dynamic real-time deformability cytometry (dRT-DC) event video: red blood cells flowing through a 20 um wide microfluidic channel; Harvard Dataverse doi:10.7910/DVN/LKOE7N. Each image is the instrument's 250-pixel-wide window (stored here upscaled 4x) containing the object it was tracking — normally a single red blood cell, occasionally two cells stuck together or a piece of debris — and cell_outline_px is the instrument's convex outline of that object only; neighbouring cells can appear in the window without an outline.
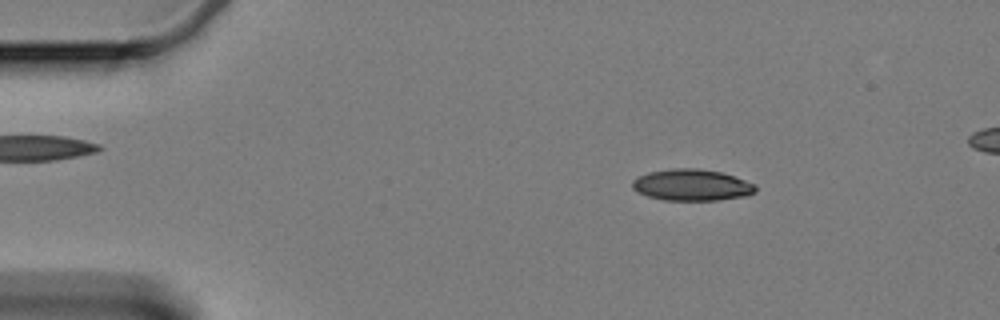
{"species": "Egyptian fruit bat (a non-hibernating species)", "species_latin": "Rousettus aegyptiacus", "temperature_condition": "cold", "stored_images_in_passage": 61, "camera_frame_rate_fps": 3000, "um_per_image_px": 0.085, "animal": {"sex": "female"}, "frame": {"image": 1, "passage_image": 10, "time_ms": 3.0, "image_size_px": [1000, 320], "cell_outline_px": [[756, 192], [744, 196], [716, 200], [664, 200], [648, 196], [632, 188], [632, 180], [648, 172], [672, 168], [696, 168], [720, 172], [756, 184]], "centroid_in_image_um": [58.8, 15.72], "position_along_channel_um": 26.2, "area_um2": 22.37}}
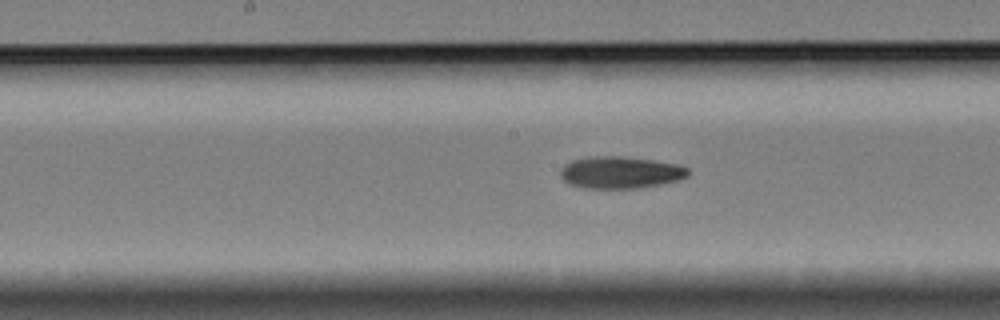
{"frame": {"image": 2, "passage_image": 31, "time_ms": 10.0, "image_size_px": [1000, 320], "cell_outline_px": [[688, 176], [680, 180], [640, 188], [584, 188], [572, 184], [564, 180], [560, 176], [560, 168], [564, 164], [572, 160], [588, 156], [620, 156], [652, 160], [676, 164], [688, 168]], "centroid_in_image_um": [52.71, 14.65], "position_along_channel_um": 195.5, "area_um2": 23.81}}
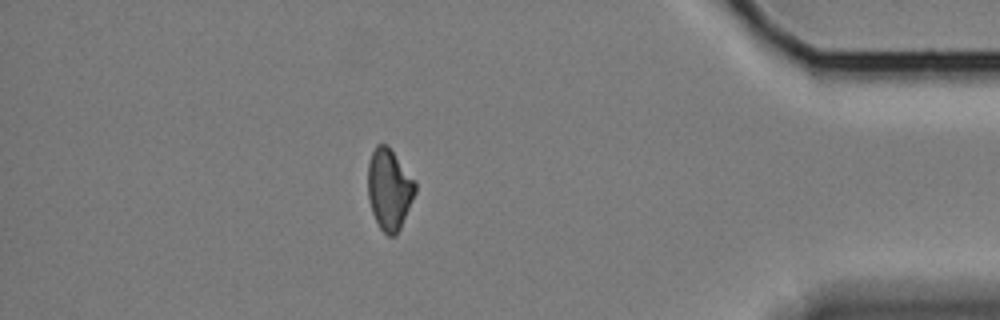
{"frame": {"image": 3, "passage_image": 53, "time_ms": 17.333, "image_size_px": [1000, 320], "cell_outline_px": [[416, 192], [400, 228], [396, 236], [388, 236], [380, 228], [372, 212], [368, 200], [368, 164], [372, 152], [376, 144], [388, 144], [416, 184]], "centroid_in_image_um": [33.07, 16.09], "position_along_channel_um": 402.1, "area_um2": 22.2}, "authors_computed_cell_mechanics": {"area_um2": 23.0622, "velocity_mm_per_s": 3.3291, "shape_relaxation_time_tau1_ms": null, "shape_relaxation_time_tau2_ms": 8.7468, "deformation_change_tau1": null, "deformation_change_tau2": 0.1558}}